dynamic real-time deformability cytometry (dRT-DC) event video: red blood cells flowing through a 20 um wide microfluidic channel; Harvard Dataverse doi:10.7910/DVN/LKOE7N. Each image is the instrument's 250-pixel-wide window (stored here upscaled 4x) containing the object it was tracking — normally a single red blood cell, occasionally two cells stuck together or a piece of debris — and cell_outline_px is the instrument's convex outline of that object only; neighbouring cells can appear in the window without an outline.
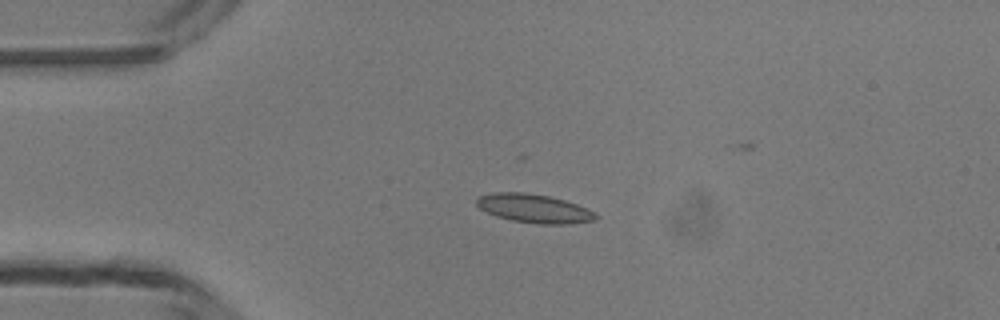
{"species": "common noctule bat (a hibernating species)", "species_latin": "Nyctalus noctula", "temperature_condition": "room temperature", "stored_images_in_passage": 4, "camera_frame_rate_fps": 3000, "um_per_image_px": 0.085, "animal": {"sex": "male", "body_mass_g": 13.3}, "frame": {"image": 1, "passage_image": 3, "time_ms": 2.333, "image_size_px": [1000, 320], "cell_outline_px": [[600, 216], [596, 220], [568, 224], [540, 224], [512, 220], [496, 216], [480, 208], [476, 204], [476, 196], [492, 192], [524, 192], [548, 196], [564, 200], [576, 204], [596, 212]], "centroid_in_image_um": [45.4, 17.71], "position_along_channel_um": 39.6, "area_um2": 20.0}}